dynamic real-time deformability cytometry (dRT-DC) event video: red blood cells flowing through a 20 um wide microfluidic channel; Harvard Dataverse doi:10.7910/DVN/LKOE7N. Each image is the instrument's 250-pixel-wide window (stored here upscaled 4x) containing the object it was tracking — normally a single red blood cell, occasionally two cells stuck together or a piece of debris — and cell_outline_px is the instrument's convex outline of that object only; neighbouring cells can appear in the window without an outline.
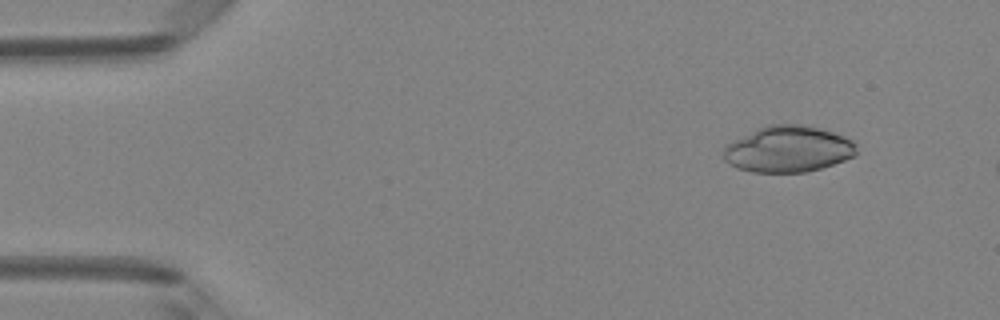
{"species": "Egyptian fruit bat (a non-hibernating species)", "species_latin": "Rousettus aegyptiacus", "temperature_condition": "room temperature", "stored_images_in_passage": 6, "segment_of_instrument_passage": [1, 2], "camera_frame_rate_fps": 3000, "um_per_image_px": 0.085, "animal": {"sex": "female"}, "frame": {"image": 1, "passage_image": 1, "time_ms": 0.0, "image_size_px": [1000, 320], "cell_outline_px": [[856, 156], [820, 168], [804, 172], [752, 172], [736, 168], [728, 164], [724, 160], [724, 144], [768, 124], [800, 124], [832, 132], [856, 140]], "centroid_in_image_um": [66.98, 12.68], "position_along_channel_um": 18.0, "area_um2": 35.89}}